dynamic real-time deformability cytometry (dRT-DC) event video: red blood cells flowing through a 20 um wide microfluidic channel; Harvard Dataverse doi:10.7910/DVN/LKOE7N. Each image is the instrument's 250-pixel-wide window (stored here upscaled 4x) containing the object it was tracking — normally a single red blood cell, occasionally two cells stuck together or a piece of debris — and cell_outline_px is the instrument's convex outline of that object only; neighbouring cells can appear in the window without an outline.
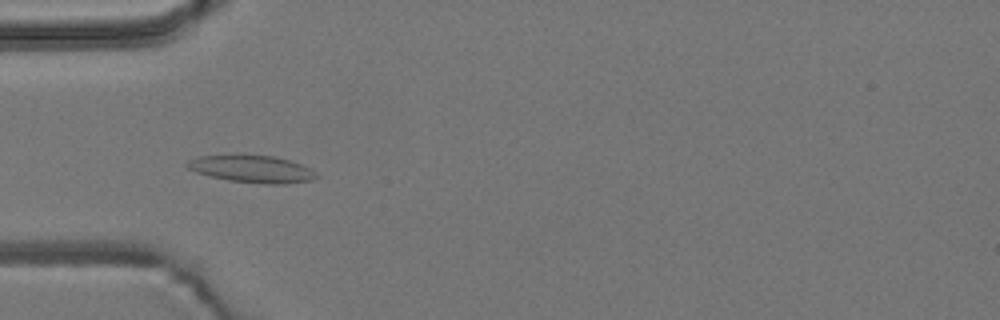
{"species": "common noctule bat (a hibernating species)", "species_latin": "Nyctalus noctula", "temperature_condition": "room temperature", "stored_images_in_passage": 20, "camera_frame_rate_fps": 3000, "um_per_image_px": 0.085, "animal": {"sex": "male", "body_mass_g": 19.2, "forearm_length_mm": 51.8}, "frame": {"image": 1, "passage_image": 5, "time_ms": 1.333, "image_size_px": [1000, 320], "cell_outline_px": [[320, 176], [312, 180], [284, 184], [268, 184], [228, 180], [196, 172], [188, 168], [184, 164], [188, 160], [200, 156], [272, 156], [288, 160], [300, 164], [316, 172]], "centroid_in_image_um": [21.44, 14.38], "position_along_channel_um": 63.6, "area_um2": 20.0}}
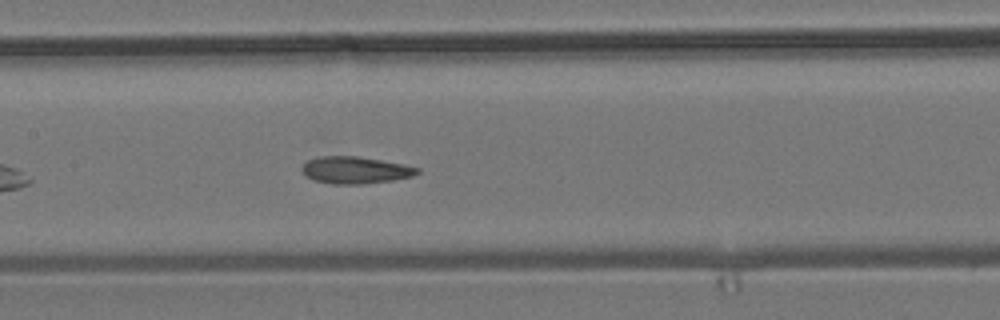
{"frame": {"image": 2, "passage_image": 14, "time_ms": 4.333, "image_size_px": [1000, 320], "cell_outline_px": [[420, 172], [412, 176], [392, 180], [364, 184], [332, 184], [316, 180], [308, 176], [304, 172], [304, 164], [308, 160], [320, 156], [356, 156], [404, 164], [420, 168]], "centroid_in_image_um": [30.25, 14.46], "position_along_channel_um": 177.1, "area_um2": 17.86}}
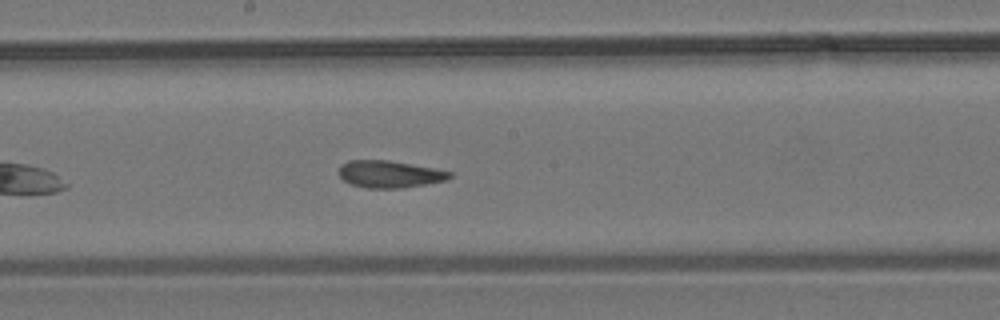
{"frame": {"image": 3, "passage_image": 17, "time_ms": 5.333, "image_size_px": [1000, 320], "cell_outline_px": [[452, 176], [444, 180], [404, 188], [368, 188], [352, 184], [344, 180], [340, 176], [340, 164], [348, 160], [388, 160], [432, 168], [452, 172]], "centroid_in_image_um": [33.08, 14.8], "position_along_channel_um": 215.1, "area_um2": 17.22}}